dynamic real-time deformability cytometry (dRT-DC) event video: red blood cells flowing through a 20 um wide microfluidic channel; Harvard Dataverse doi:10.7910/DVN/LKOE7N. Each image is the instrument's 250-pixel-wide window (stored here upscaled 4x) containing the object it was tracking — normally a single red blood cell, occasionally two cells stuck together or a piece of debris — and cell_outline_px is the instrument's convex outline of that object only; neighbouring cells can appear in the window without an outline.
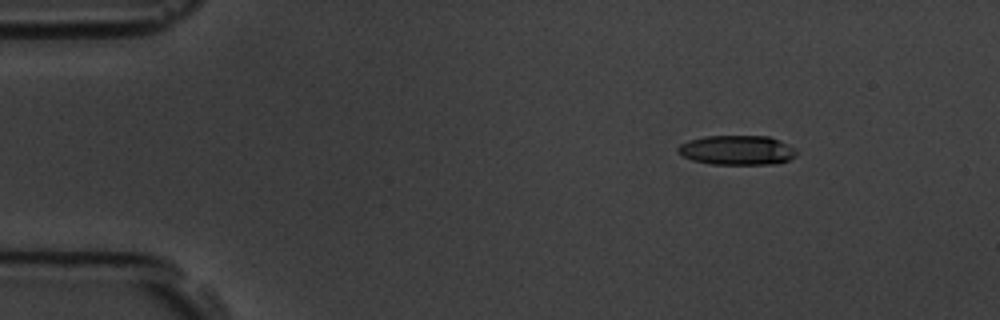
{"species": "common noctule bat (a hibernating species)", "species_latin": "Nyctalus noctula", "temperature_condition": "room temperature", "stored_images_in_passage": 3, "camera_frame_rate_fps": 3000, "um_per_image_px": 0.085, "animal": {"sex": "male", "body_mass_g": 19.5, "forearm_length_mm": 54.6}, "frame": {"image": 1, "passage_image": 1, "time_ms": 0.0, "image_size_px": [1000, 320], "cell_outline_px": [[796, 156], [788, 160], [776, 164], [712, 164], [692, 160], [676, 152], [676, 148], [680, 144], [688, 140], [704, 136], [768, 136], [788, 144], [796, 148]], "centroid_in_image_um": [62.64, 12.76], "position_along_channel_um": 22.4, "area_um2": 20.52}}